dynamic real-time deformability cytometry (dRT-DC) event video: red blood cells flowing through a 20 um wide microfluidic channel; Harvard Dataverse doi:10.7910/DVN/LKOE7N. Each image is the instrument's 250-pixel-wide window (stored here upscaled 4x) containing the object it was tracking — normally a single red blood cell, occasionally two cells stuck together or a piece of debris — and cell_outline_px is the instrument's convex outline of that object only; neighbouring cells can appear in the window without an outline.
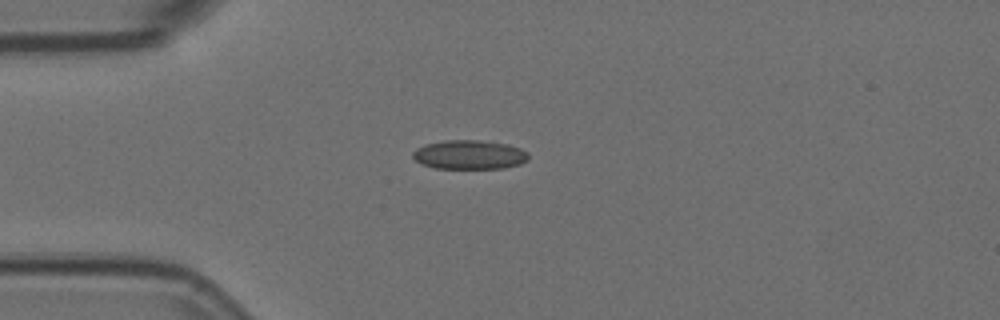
{"species": "Egyptian fruit bat (a non-hibernating species)", "species_latin": "Rousettus aegyptiacus", "temperature_condition": "room temperature", "stored_images_in_passage": 3, "camera_frame_rate_fps": 3000, "um_per_image_px": 0.085, "animal": {"sex": "female"}, "frame": {"image": 1, "passage_image": 1, "time_ms": 0.0, "image_size_px": [1000, 320], "cell_outline_px": [[528, 160], [520, 164], [504, 168], [436, 168], [420, 164], [412, 156], [412, 152], [416, 148], [424, 144], [444, 140], [476, 140], [508, 144], [520, 148], [528, 152]], "centroid_in_image_um": [39.88, 13.14], "position_along_channel_um": 45.1, "area_um2": 19.71}}
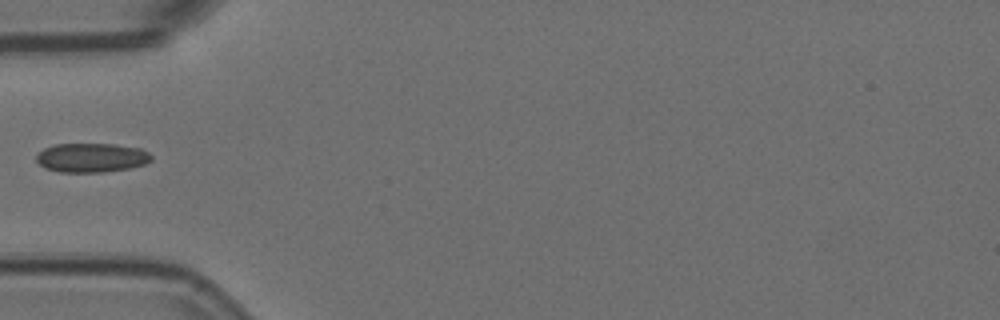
{"frame": {"image": 2, "passage_image": 2, "time_ms": 0.333, "image_size_px": [1000, 320], "cell_outline_px": [[152, 160], [144, 164], [132, 168], [104, 172], [60, 172], [44, 168], [36, 160], [36, 156], [44, 148], [56, 144], [116, 144], [140, 148], [148, 152], [152, 156]], "centroid_in_image_um": [7.8, 13.4], "position_along_channel_um": 77.2, "area_um2": 19.65}}
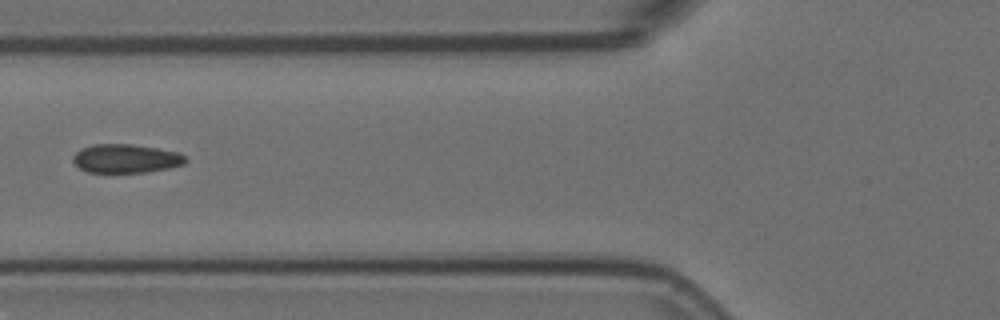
{"frame": {"image": 3, "passage_image": 3, "time_ms": 0.667, "image_size_px": [1000, 320], "cell_outline_px": [[188, 160], [184, 164], [168, 168], [144, 172], [88, 172], [80, 168], [72, 160], [72, 156], [80, 148], [92, 144], [132, 144], [180, 152]], "centroid_in_image_um": [10.69, 13.46], "position_along_channel_um": 115.1, "area_um2": 18.84}}